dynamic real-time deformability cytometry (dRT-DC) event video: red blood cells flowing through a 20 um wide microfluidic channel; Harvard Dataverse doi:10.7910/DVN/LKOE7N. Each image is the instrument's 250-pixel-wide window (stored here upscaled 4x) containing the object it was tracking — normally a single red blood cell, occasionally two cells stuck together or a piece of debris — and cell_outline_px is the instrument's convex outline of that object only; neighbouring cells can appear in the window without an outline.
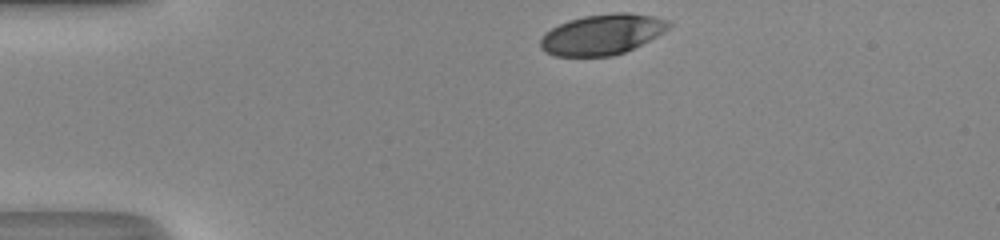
{"species": "human", "species_latin": "Homo sapiens", "temperature_condition": "room temperature", "stored_images_in_passage": 31, "camera_frame_rate_fps": 3000, "um_per_image_px": 0.085, "donor": {"sex": "male"}, "frame": {"image": 1, "passage_image": 1, "time_ms": 0.0, "image_size_px": [1000, 240], "cell_outline_px": [[672, 24], [664, 32], [624, 52], [612, 56], [556, 56], [544, 52], [540, 48], [540, 40], [544, 32], [568, 20], [584, 16], [616, 12], [628, 12], [652, 16], [668, 20]], "centroid_in_image_um": [51.15, 2.92], "position_along_channel_um": 33.9, "area_um2": 30.17}}
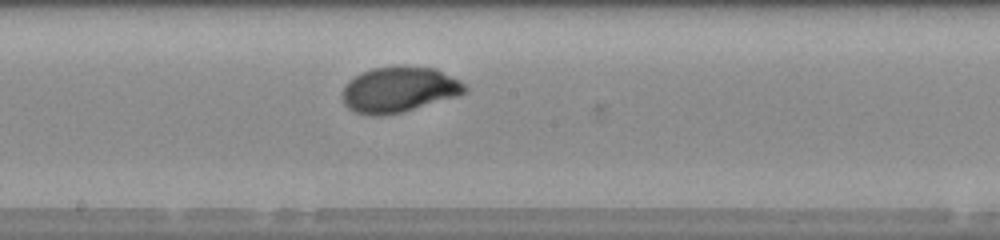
{"frame": {"image": 2, "passage_image": 18, "time_ms": 5.667, "image_size_px": [1000, 240], "cell_outline_px": [[468, 92], [460, 96], [400, 112], [380, 116], [372, 116], [356, 112], [348, 108], [344, 104], [344, 84], [348, 80], [360, 72], [372, 68], [436, 68], [460, 80], [468, 88]], "centroid_in_image_um": [33.94, 7.63], "position_along_channel_um": 214.3, "area_um2": 32.14}}
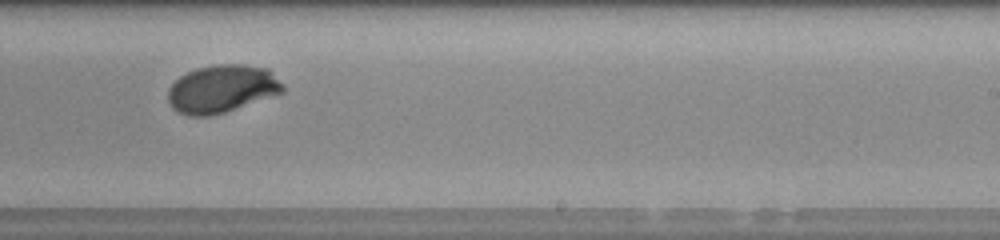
{"frame": {"image": 3, "passage_image": 22, "time_ms": 7.0, "image_size_px": [1000, 240], "cell_outline_px": [[284, 92], [224, 112], [208, 116], [188, 116], [176, 112], [172, 108], [168, 100], [168, 88], [180, 76], [196, 68], [220, 64], [244, 64], [268, 68], [284, 88]], "centroid_in_image_um": [18.82, 7.55], "position_along_channel_um": 270.2, "area_um2": 31.79}, "authors_computed_cell_mechanics": {"area_um2": 31.79, "velocity_mm_per_s": 4.1988, "shape_relaxation_time_tau1_ms": 2.8394, "shape_relaxation_time_tau2_ms": null, "deformation_change_tau1": 0.1678, "deformation_change_tau2": null}}